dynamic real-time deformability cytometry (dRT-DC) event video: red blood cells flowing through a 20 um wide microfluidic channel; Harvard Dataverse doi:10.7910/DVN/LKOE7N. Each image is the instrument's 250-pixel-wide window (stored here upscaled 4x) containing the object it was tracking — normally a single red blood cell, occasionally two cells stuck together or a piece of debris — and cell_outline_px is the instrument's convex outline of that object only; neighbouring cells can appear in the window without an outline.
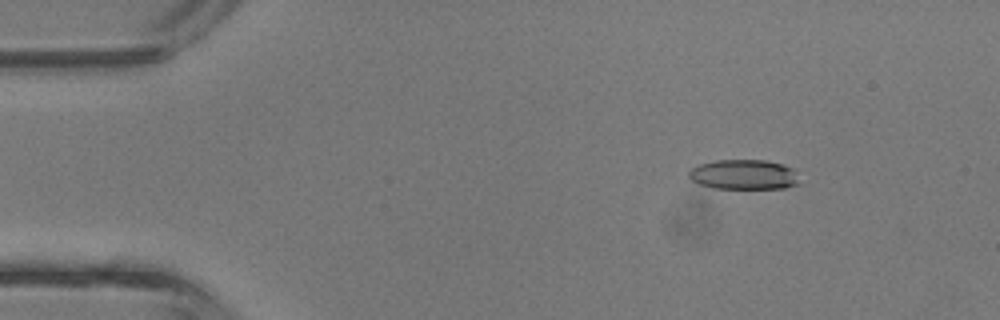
{"species": "common noctule bat (a hibernating species)", "species_latin": "Nyctalus noctula", "temperature_condition": "room temperature", "stored_images_in_passage": 41, "camera_frame_rate_fps": 3000, "um_per_image_px": 0.085, "animal": {"sex": "male", "body_mass_g": 13.3}, "frame": {"image": 1, "passage_image": 6, "time_ms": 1.667, "image_size_px": [1000, 320], "cell_outline_px": [[796, 184], [784, 188], [712, 188], [700, 184], [692, 180], [688, 176], [688, 172], [692, 168], [700, 164], [716, 160], [764, 160], [780, 164], [792, 168], [796, 180]], "centroid_in_image_um": [63.15, 14.83], "position_along_channel_um": 21.9, "area_um2": 18.84}}
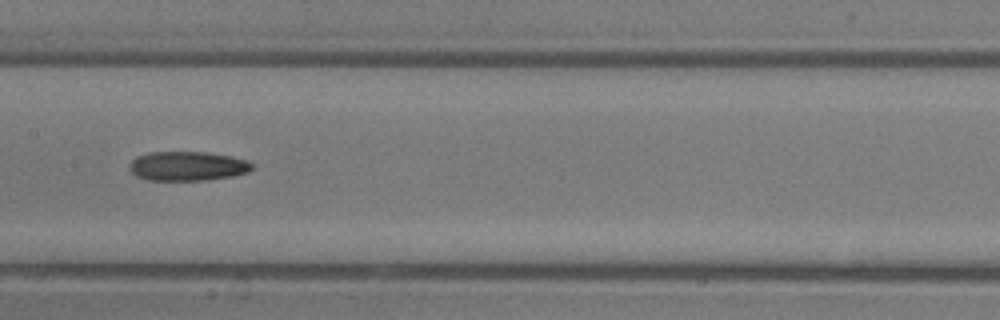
{"frame": {"image": 2, "passage_image": 21, "time_ms": 6.667, "image_size_px": [1000, 320], "cell_outline_px": [[252, 168], [248, 172], [232, 176], [208, 180], [148, 180], [136, 176], [128, 168], [128, 164], [136, 156], [148, 152], [204, 152], [232, 156], [248, 160], [252, 164]], "centroid_in_image_um": [15.91, 14.11], "position_along_channel_um": 191.5, "area_um2": 21.1}}
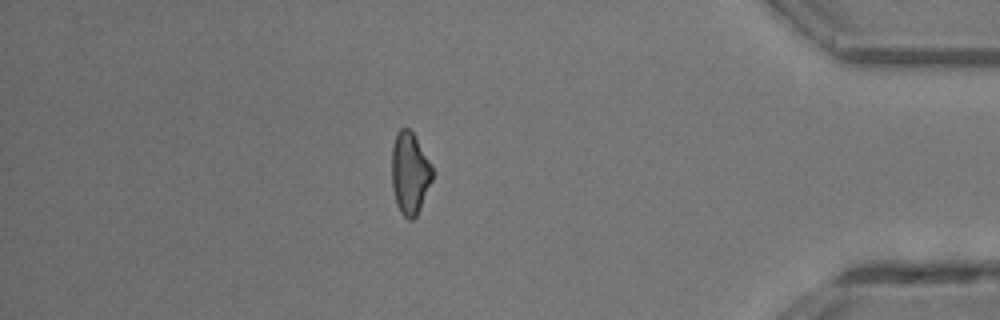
{"frame": {"image": 3, "passage_image": 36, "time_ms": 11.667, "image_size_px": [1000, 320], "cell_outline_px": [[432, 180], [420, 208], [416, 216], [412, 220], [408, 220], [400, 212], [396, 204], [392, 188], [392, 148], [396, 136], [400, 128], [408, 128], [412, 132], [432, 164]], "centroid_in_image_um": [34.83, 14.75], "position_along_channel_um": 400.4, "area_um2": 19.31}}